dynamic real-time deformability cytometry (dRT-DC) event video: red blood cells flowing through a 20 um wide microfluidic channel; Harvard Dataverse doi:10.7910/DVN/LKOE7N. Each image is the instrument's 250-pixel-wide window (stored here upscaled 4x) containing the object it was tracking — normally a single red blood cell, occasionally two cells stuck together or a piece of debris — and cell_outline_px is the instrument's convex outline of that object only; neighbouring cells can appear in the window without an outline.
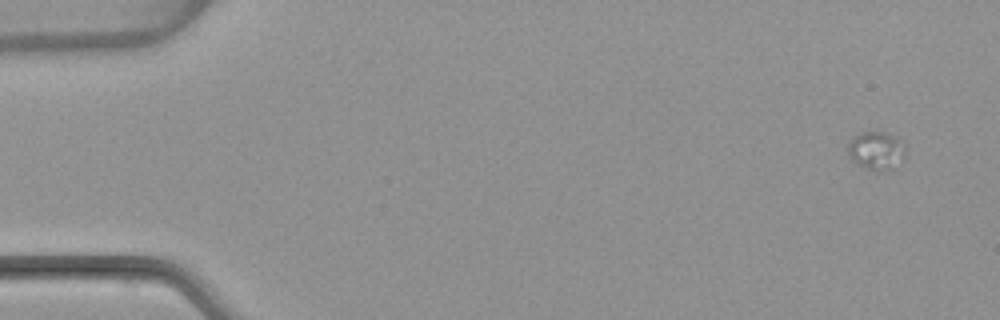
{"species": "common noctule bat (a hibernating species)", "species_latin": "Nyctalus noctula", "temperature_condition": "warm", "stored_images_in_passage": 5, "camera_frame_rate_fps": 3000, "um_per_image_px": 0.085, "animal": {"sex": "female", "body_mass_g": 22.7, "forearm_length_mm": 54.2}, "frame": {"image": 1, "passage_image": 1, "time_ms": 0.0, "image_size_px": [1000, 320], "cell_outline_px": [[908, 148], [892, 168], [880, 172], [864, 168], [852, 160], [848, 156], [844, 148], [860, 132], [888, 132], [896, 136]], "centroid_in_image_um": [74.45, 12.79], "position_along_channel_um": 10.6, "area_um2": 12.89}}
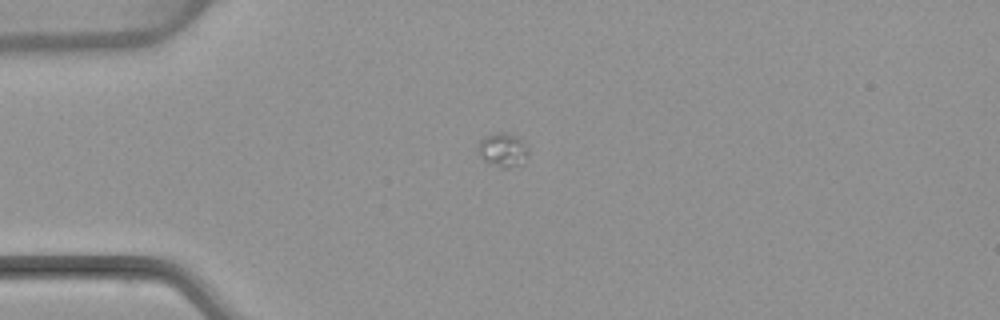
{"frame": {"image": 2, "passage_image": 4, "time_ms": 3.667, "image_size_px": [1000, 320], "cell_outline_px": [[528, 156], [524, 164], [508, 168], [500, 168], [484, 160], [476, 152], [476, 144], [484, 136], [496, 132], [508, 132], [524, 140], [528, 144]], "centroid_in_image_um": [42.75, 12.73], "position_along_channel_um": 42.2, "area_um2": 10.52}}